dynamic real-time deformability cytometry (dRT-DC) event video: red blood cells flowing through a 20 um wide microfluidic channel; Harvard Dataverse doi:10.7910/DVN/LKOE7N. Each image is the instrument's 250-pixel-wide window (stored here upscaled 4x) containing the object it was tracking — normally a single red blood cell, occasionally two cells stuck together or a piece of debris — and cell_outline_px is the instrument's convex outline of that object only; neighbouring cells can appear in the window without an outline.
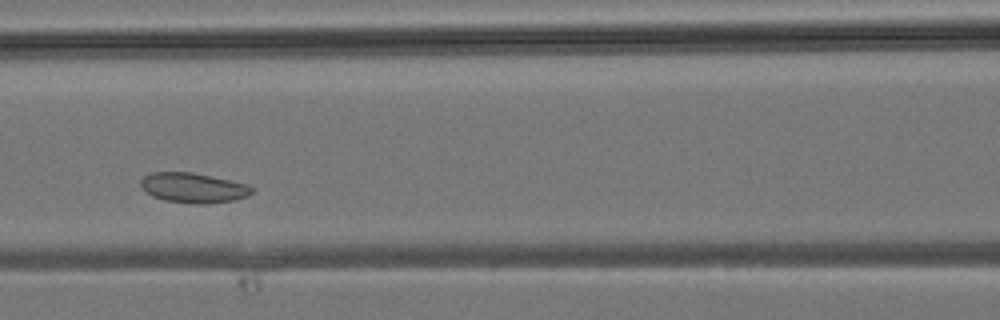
{"species": "common noctule bat (a hibernating species)", "species_latin": "Nyctalus noctula", "temperature_condition": "room temperature", "stored_images_in_passage": 25, "camera_frame_rate_fps": 3000, "um_per_image_px": 0.085, "animal": {"sex": "male", "body_mass_g": 19.2, "forearm_length_mm": 51.8}, "frame": {"image": 1, "passage_image": 11, "time_ms": 3.333, "image_size_px": [1000, 320], "cell_outline_px": [[256, 188], [248, 196], [236, 200], [208, 204], [196, 204], [164, 200], [152, 196], [140, 184], [140, 180], [144, 176], [152, 172], [192, 172], [248, 184]], "centroid_in_image_um": [16.48, 15.97], "position_along_channel_um": 150.1, "area_um2": 19.48}}
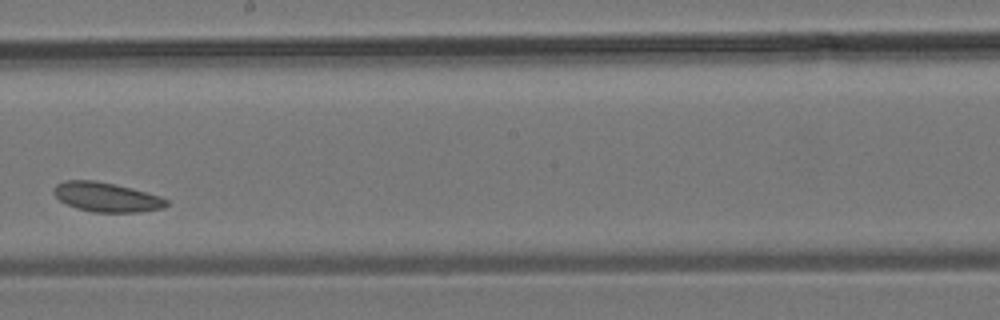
{"frame": {"image": 2, "passage_image": 16, "time_ms": 5.0, "image_size_px": [1000, 320], "cell_outline_px": [[168, 204], [164, 208], [140, 212], [92, 212], [76, 208], [60, 200], [52, 192], [52, 188], [56, 184], [64, 180], [96, 180], [116, 184], [132, 188], [160, 196], [168, 200]], "centroid_in_image_um": [9.04, 16.74], "position_along_channel_um": 239.2, "area_um2": 19.48}}
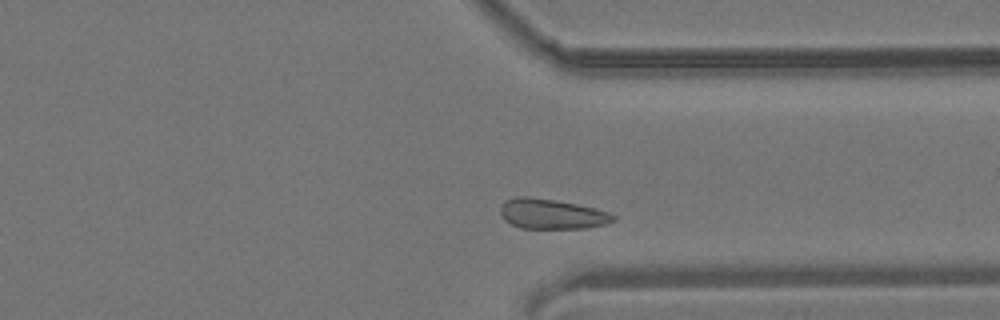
{"frame": {"image": 3, "passage_image": 23, "time_ms": 7.333, "image_size_px": [1000, 320], "cell_outline_px": [[616, 220], [604, 224], [584, 228], [520, 228], [504, 220], [500, 212], [500, 208], [504, 200], [516, 196], [528, 196], [556, 200], [576, 204], [608, 212], [616, 216]], "centroid_in_image_um": [46.85, 18.18], "position_along_channel_um": 364.5, "area_um2": 19.71}}